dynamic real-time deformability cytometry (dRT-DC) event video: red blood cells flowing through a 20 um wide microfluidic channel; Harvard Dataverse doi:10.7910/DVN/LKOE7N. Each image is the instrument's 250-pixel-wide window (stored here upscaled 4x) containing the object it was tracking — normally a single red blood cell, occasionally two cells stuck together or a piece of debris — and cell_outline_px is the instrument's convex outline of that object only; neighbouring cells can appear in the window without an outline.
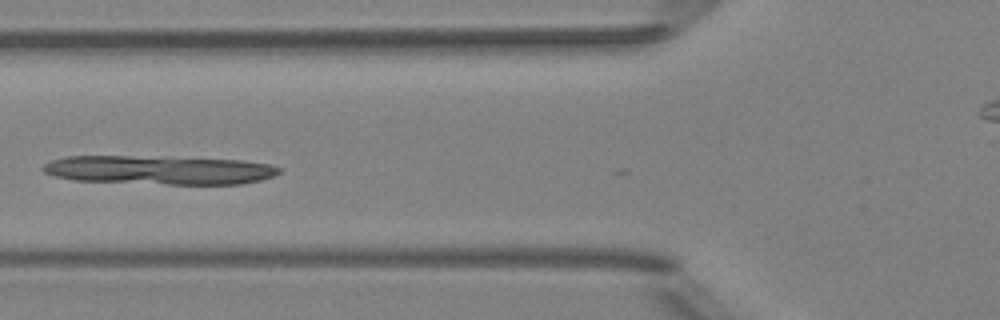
{"species": "Egyptian fruit bat (a non-hibernating species)", "species_latin": "Rousettus aegyptiacus", "temperature_condition": "room temperature", "stored_images_in_passage": 6, "camera_frame_rate_fps": 3000, "um_per_image_px": 0.085, "animal": {"sex": "female"}, "frame": {"image": 1, "passage_image": 5, "time_ms": 4.667, "image_size_px": [1000, 320], "cell_outline_px": [[280, 172], [276, 176], [260, 180], [240, 184], [168, 184], [72, 180], [56, 176], [44, 172], [40, 168], [44, 164], [52, 160], [64, 156], [128, 156], [244, 160], [272, 164], [280, 168]], "centroid_in_image_um": [13.55, 14.45], "position_along_channel_um": 112.2, "area_um2": 39.65}}